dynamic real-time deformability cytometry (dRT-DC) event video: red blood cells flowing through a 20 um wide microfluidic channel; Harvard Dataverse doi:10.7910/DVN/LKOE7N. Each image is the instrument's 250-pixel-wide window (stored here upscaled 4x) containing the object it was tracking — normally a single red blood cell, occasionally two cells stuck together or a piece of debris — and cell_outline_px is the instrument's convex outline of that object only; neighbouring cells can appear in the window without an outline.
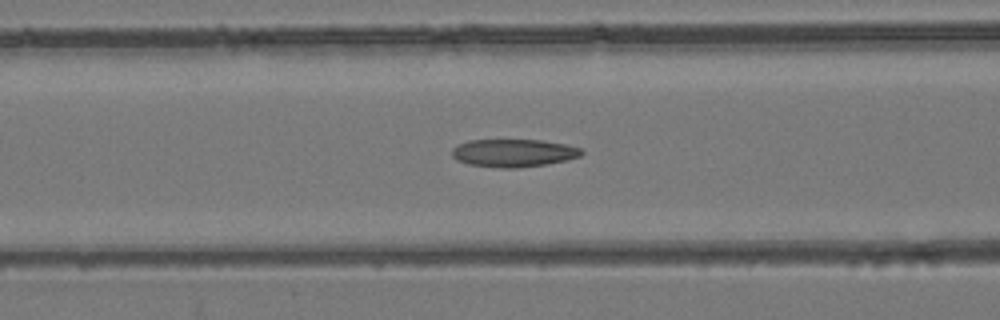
{"species": "common noctule bat (a hibernating species)", "species_latin": "Nyctalus noctula", "temperature_condition": "room temperature", "stored_images_in_passage": 47, "camera_frame_rate_fps": 3000, "um_per_image_px": 0.085, "animal": {"sex": "female", "body_mass_g": 24.6, "forearm_length_mm": 56.2}, "frame": {"image": 1, "passage_image": 19, "time_ms": 6.0, "image_size_px": [1000, 320], "cell_outline_px": [[584, 152], [580, 156], [568, 160], [544, 164], [516, 168], [500, 168], [468, 164], [456, 160], [452, 156], [452, 148], [468, 140], [540, 140], [564, 144], [580, 148]], "centroid_in_image_um": [43.63, 13.0], "position_along_channel_um": 123.0, "area_um2": 20.92}}
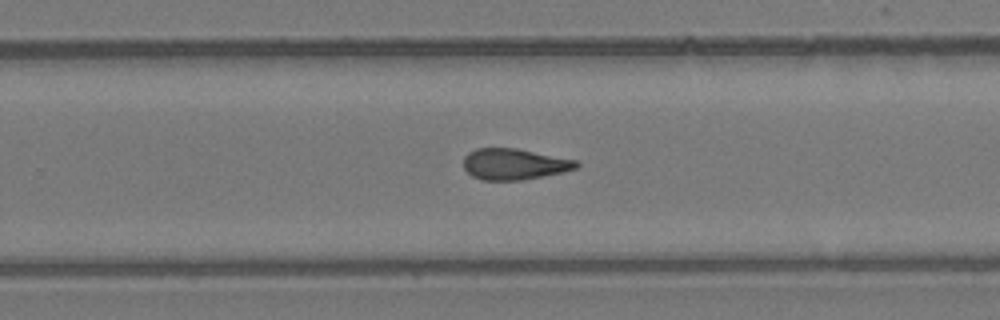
{"frame": {"image": 2, "passage_image": 30, "time_ms": 9.667, "image_size_px": [1000, 320], "cell_outline_px": [[580, 164], [576, 168], [564, 172], [520, 180], [480, 180], [472, 176], [464, 168], [464, 156], [468, 152], [476, 148], [516, 148], [576, 160]], "centroid_in_image_um": [43.69, 13.95], "position_along_channel_um": 286.1, "area_um2": 20.4}}
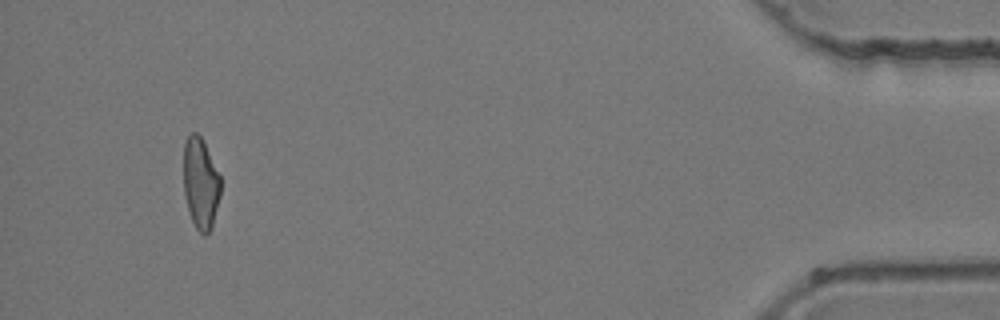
{"frame": {"image": 3, "passage_image": 44, "time_ms": 14.333, "image_size_px": [1000, 320], "cell_outline_px": [[220, 196], [212, 228], [204, 236], [196, 228], [192, 220], [184, 196], [184, 140], [192, 132], [196, 132], [200, 136], [220, 176]], "centroid_in_image_um": [17.04, 15.6], "position_along_channel_um": 418.2, "area_um2": 19.48}}